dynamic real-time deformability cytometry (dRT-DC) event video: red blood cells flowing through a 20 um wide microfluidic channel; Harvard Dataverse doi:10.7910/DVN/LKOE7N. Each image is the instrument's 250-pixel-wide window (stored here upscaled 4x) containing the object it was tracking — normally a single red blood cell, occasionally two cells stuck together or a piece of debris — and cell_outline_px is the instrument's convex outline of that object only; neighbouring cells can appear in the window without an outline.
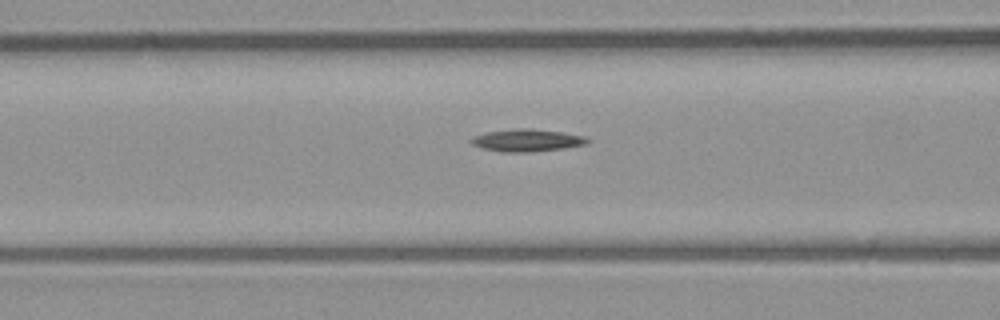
{"species": "common noctule bat (a hibernating species)", "species_latin": "Nyctalus noctula", "temperature_condition": "room temperature", "stored_images_in_passage": 26, "camera_frame_rate_fps": 3000, "um_per_image_px": 0.085, "animal": {"sex": "male", "body_mass_g": 23.1, "forearm_length_mm": 52.7}, "frame": {"image": 1, "passage_image": 6, "time_ms": 1.667, "image_size_px": [1000, 320], "cell_outline_px": [[592, 140], [588, 144], [564, 148], [528, 152], [504, 152], [484, 148], [472, 144], [468, 140], [472, 136], [484, 132], [516, 128], [528, 128], [560, 132], [584, 136]], "centroid_in_image_um": [44.78, 11.92], "position_along_channel_um": 121.8, "area_um2": 15.2}}
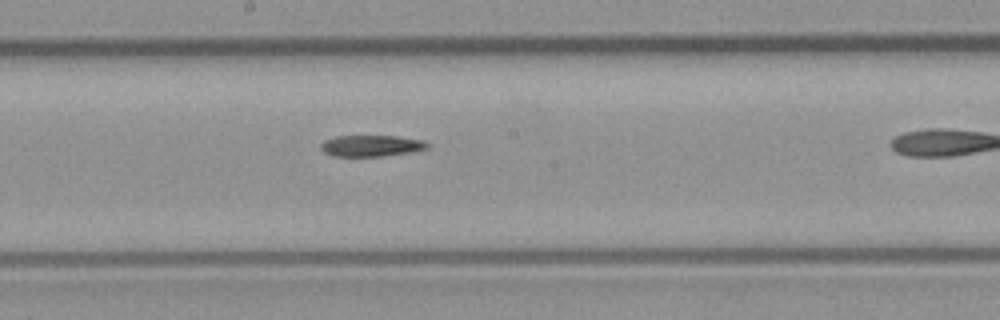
{"frame": {"image": 2, "passage_image": 13, "time_ms": 4.0, "image_size_px": [1000, 320], "cell_outline_px": [[428, 148], [408, 152], [380, 156], [332, 156], [324, 152], [320, 148], [320, 144], [324, 140], [336, 136], [396, 136], [424, 140], [428, 144]], "centroid_in_image_um": [31.51, 12.38], "position_along_channel_um": 216.7, "area_um2": 13.12}}
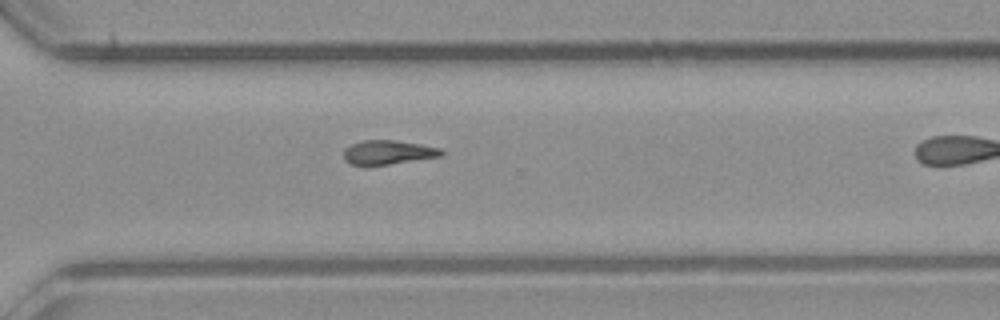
{"frame": {"image": 3, "passage_image": 22, "time_ms": 7.0, "image_size_px": [1000, 320], "cell_outline_px": [[444, 152], [440, 156], [388, 164], [352, 164], [344, 160], [344, 148], [352, 144], [364, 140], [396, 140], [420, 144], [440, 148]], "centroid_in_image_um": [32.98, 12.93], "position_along_channel_um": 337.6, "area_um2": 13.41}}